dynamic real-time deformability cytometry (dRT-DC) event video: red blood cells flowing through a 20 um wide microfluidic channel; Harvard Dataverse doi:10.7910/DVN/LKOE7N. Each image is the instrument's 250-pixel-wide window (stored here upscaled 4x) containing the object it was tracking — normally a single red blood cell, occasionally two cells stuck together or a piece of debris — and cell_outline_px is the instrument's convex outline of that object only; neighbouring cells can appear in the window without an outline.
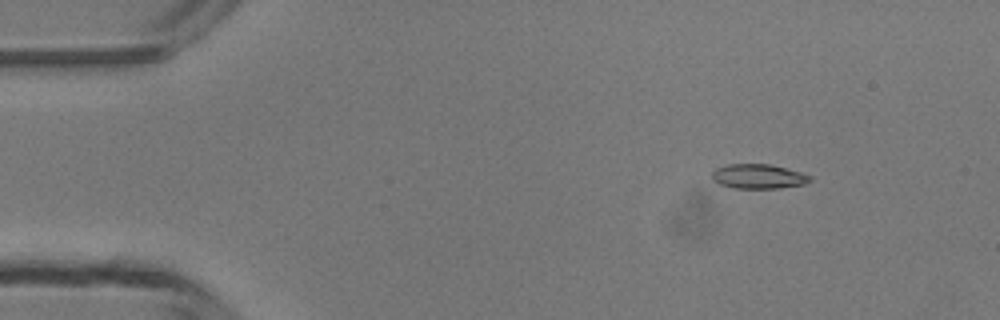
{"species": "common noctule bat (a hibernating species)", "species_latin": "Nyctalus noctula", "temperature_condition": "room temperature", "stored_images_in_passage": 5, "camera_frame_rate_fps": 3000, "um_per_image_px": 0.085, "animal": {"sex": "male", "body_mass_g": 13.3}, "frame": {"image": 1, "passage_image": 2, "time_ms": 1.333, "image_size_px": [1000, 320], "cell_outline_px": [[812, 180], [804, 184], [780, 188], [732, 188], [720, 184], [712, 180], [712, 172], [716, 168], [728, 164], [772, 164], [800, 172], [812, 176]], "centroid_in_image_um": [64.46, 14.99], "position_along_channel_um": 20.5, "area_um2": 14.1}}
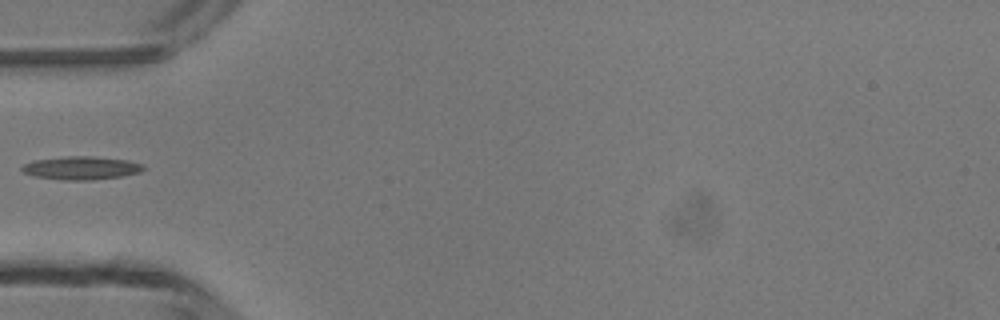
{"frame": {"image": 2, "passage_image": 5, "time_ms": 4.667, "image_size_px": [1000, 320], "cell_outline_px": [[144, 168], [140, 172], [120, 176], [92, 180], [64, 180], [32, 176], [24, 172], [20, 168], [24, 164], [32, 160], [64, 156], [92, 156], [128, 160], [144, 164]], "centroid_in_image_um": [6.88, 14.27], "position_along_channel_um": 78.1, "area_um2": 16.53}}